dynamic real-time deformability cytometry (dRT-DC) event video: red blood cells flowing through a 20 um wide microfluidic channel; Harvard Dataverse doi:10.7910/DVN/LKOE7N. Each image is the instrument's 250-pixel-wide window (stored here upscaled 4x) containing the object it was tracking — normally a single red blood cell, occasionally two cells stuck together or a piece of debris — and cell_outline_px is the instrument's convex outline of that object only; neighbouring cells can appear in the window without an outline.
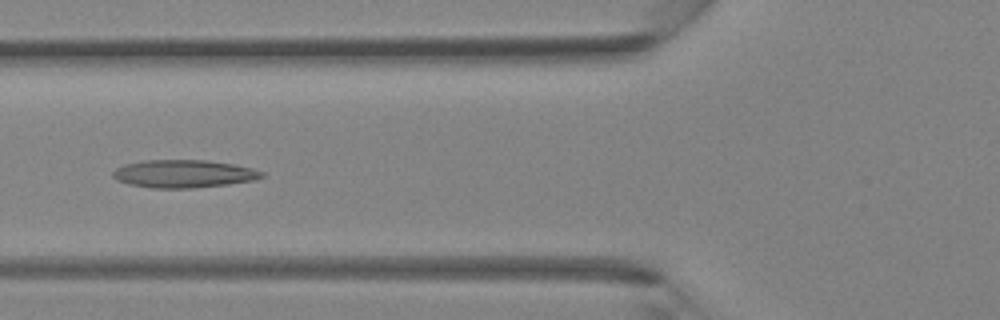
{"species": "Egyptian fruit bat (a non-hibernating species)", "species_latin": "Rousettus aegyptiacus", "temperature_condition": "room temperature", "stored_images_in_passage": 42, "camera_frame_rate_fps": 3000, "um_per_image_px": 0.085, "animal": {"sex": "female"}, "frame": {"image": 1, "passage_image": 16, "time_ms": 5.0, "image_size_px": [1000, 320], "cell_outline_px": [[264, 176], [252, 180], [228, 184], [192, 188], [152, 188], [128, 184], [116, 180], [112, 176], [112, 172], [116, 168], [124, 164], [144, 160], [208, 160], [236, 164], [252, 168], [264, 172]], "centroid_in_image_um": [15.59, 14.76], "position_along_channel_um": 110.2, "area_um2": 24.28}}
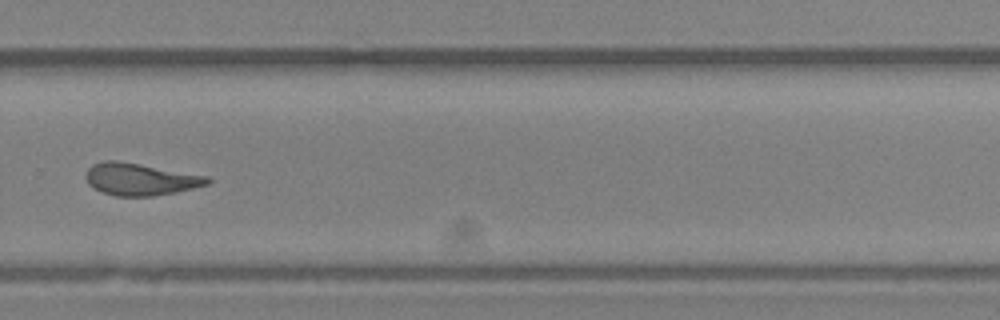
{"frame": {"image": 2, "passage_image": 29, "time_ms": 9.333, "image_size_px": [1000, 320], "cell_outline_px": [[212, 180], [208, 184], [176, 192], [152, 196], [116, 196], [92, 188], [88, 184], [84, 176], [88, 168], [92, 164], [104, 160], [116, 160], [140, 164], [208, 176]], "centroid_in_image_um": [11.88, 15.23], "position_along_channel_um": 317.9, "area_um2": 22.77}}
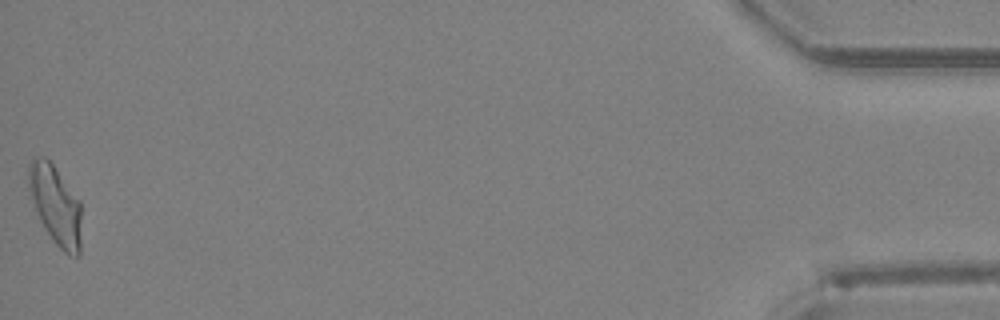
{"frame": {"image": 3, "passage_image": 42, "time_ms": 13.667, "image_size_px": [1000, 320], "cell_outline_px": [[80, 256], [68, 256], [52, 240], [44, 228], [36, 212], [28, 188], [28, 164], [36, 156], [44, 156], [52, 164], [80, 200]], "centroid_in_image_um": [4.71, 17.44], "position_along_channel_um": 430.5, "area_um2": 24.33}}